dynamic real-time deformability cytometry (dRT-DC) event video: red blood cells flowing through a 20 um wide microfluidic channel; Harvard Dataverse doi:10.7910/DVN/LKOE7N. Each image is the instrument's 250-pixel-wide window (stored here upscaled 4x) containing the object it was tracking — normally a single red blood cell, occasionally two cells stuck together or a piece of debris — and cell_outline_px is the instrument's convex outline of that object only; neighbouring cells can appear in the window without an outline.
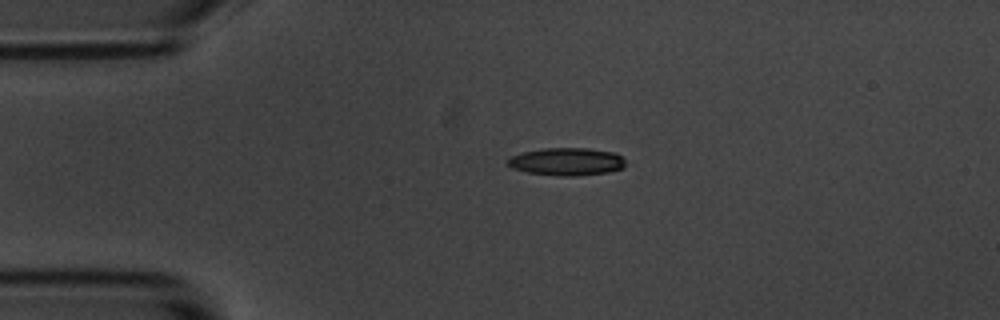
{"species": "common noctule bat (a hibernating species)", "species_latin": "Nyctalus noctula", "temperature_condition": "room temperature", "stored_images_in_passage": 5, "camera_frame_rate_fps": 3000, "um_per_image_px": 0.085, "animal": {"sex": "male", "body_mass_g": 20.1, "forearm_length_mm": 53.5}, "frame": {"image": 1, "passage_image": 3, "time_ms": 2.333, "image_size_px": [1000, 320], "cell_outline_px": [[624, 168], [608, 172], [576, 176], [556, 176], [528, 172], [512, 168], [504, 160], [508, 156], [524, 152], [544, 148], [588, 148], [616, 152], [624, 160]], "centroid_in_image_um": [48.14, 13.73], "position_along_channel_um": 36.9, "area_um2": 19.19}}
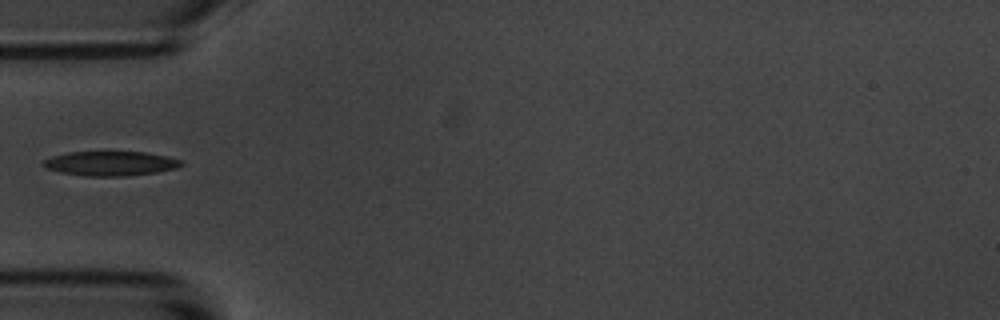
{"frame": {"image": 2, "passage_image": 5, "time_ms": 4.333, "image_size_px": [1000, 320], "cell_outline_px": [[184, 164], [176, 168], [156, 172], [124, 176], [84, 176], [60, 172], [44, 168], [40, 164], [44, 160], [52, 156], [68, 152], [144, 152], [168, 156], [184, 160]], "centroid_in_image_um": [9.39, 13.89], "position_along_channel_um": 75.6, "area_um2": 19.83}}